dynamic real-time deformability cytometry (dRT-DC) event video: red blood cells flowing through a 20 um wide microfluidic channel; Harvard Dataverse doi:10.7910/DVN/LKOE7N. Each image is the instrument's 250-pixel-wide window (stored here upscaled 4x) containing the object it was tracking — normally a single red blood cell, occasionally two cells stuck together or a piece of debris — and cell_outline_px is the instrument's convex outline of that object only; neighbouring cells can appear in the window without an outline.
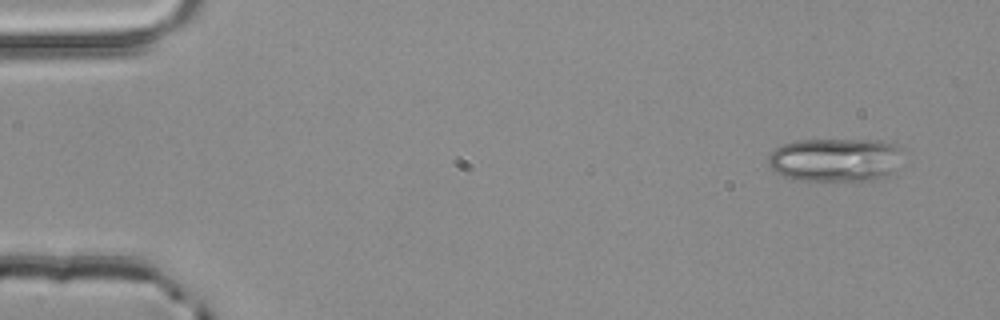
{"species": "common noctule bat (a hibernating species)", "species_latin": "Nyctalus noctula", "temperature_condition": "room temperature", "stored_images_in_passage": 3, "camera_frame_rate_fps": 3000, "um_per_image_px": 0.085, "animal": {"sex": "male", "body_mass_g": 20.4}, "frame": {"image": 1, "passage_image": 1, "time_ms": 0.0, "image_size_px": [1000, 320], "cell_outline_px": [[904, 148], [888, 172], [884, 176], [876, 180], [804, 180], [784, 176], [776, 172], [768, 164], [768, 156], [776, 148], [784, 144], [796, 140], [880, 140], [896, 144]], "centroid_in_image_um": [70.96, 13.56], "position_along_channel_um": 14.0, "area_um2": 33.58}}